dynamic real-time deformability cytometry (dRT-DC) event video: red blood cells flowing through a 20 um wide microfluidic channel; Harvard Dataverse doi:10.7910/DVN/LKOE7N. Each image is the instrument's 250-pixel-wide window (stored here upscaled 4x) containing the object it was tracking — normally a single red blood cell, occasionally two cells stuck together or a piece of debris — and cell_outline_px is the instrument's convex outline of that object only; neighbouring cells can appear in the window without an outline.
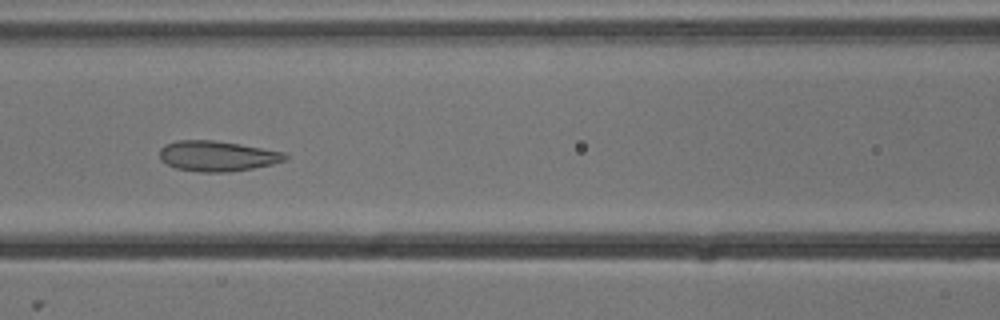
{"species": "common noctule bat (a hibernating species)", "species_latin": "Nyctalus noctula", "temperature_condition": "cold", "stored_images_in_passage": 7, "camera_frame_rate_fps": 3000, "um_per_image_px": 0.085, "animal": {"sex": "male", "body_mass_g": 13.3}, "frame": {"image": 1, "passage_image": 5, "time_ms": 1.333, "image_size_px": [1000, 320], "cell_outline_px": [[288, 160], [272, 164], [252, 168], [228, 172], [200, 172], [176, 168], [160, 160], [160, 148], [164, 144], [176, 140], [212, 140], [240, 144], [284, 152], [288, 156]], "centroid_in_image_um": [18.46, 13.26], "position_along_channel_um": 148.1, "area_um2": 22.25}}
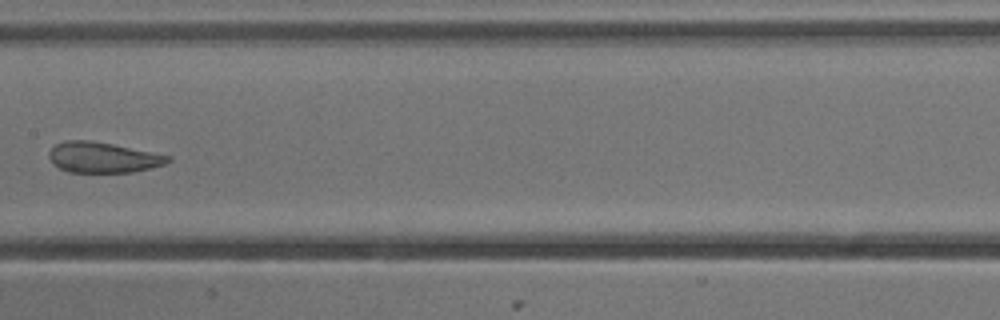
{"frame": {"image": 2, "passage_image": 6, "time_ms": 1.667, "image_size_px": [1000, 320], "cell_outline_px": [[172, 160], [164, 164], [132, 172], [68, 172], [60, 168], [48, 156], [48, 152], [56, 144], [64, 140], [88, 140], [112, 144], [172, 156]], "centroid_in_image_um": [8.75, 13.37], "position_along_channel_um": 198.7, "area_um2": 20.92}}
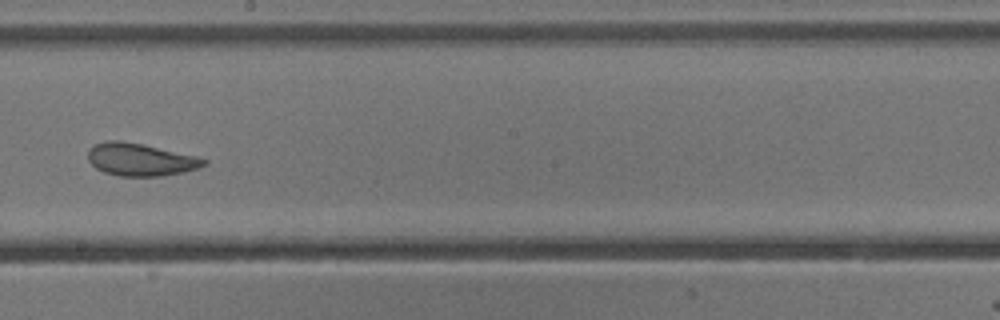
{"frame": {"image": 3, "passage_image": 7, "time_ms": 2.0, "image_size_px": [1000, 320], "cell_outline_px": [[208, 164], [184, 172], [160, 176], [120, 176], [104, 172], [96, 168], [88, 160], [88, 148], [92, 144], [108, 140], [120, 140], [144, 144], [196, 156], [208, 160]], "centroid_in_image_um": [11.91, 13.55], "position_along_channel_um": 236.3, "area_um2": 22.14}}